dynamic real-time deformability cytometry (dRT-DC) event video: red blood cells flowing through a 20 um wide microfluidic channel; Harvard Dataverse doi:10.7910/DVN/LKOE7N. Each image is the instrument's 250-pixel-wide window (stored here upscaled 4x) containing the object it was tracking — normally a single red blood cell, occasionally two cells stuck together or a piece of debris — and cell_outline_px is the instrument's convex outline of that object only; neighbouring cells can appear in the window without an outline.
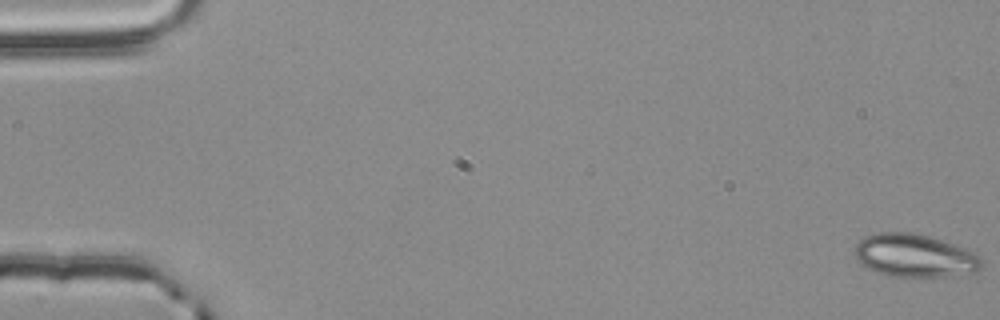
{"species": "common noctule bat (a hibernating species)", "species_latin": "Nyctalus noctula", "temperature_condition": "room temperature", "stored_images_in_passage": 56, "camera_frame_rate_fps": 3000, "um_per_image_px": 0.085, "animal": {"sex": "male", "body_mass_g": 20.4}, "frame": {"image": 1, "passage_image": 1, "time_ms": 0.0, "image_size_px": [1000, 320], "cell_outline_px": [[984, 264], [976, 272], [948, 276], [888, 276], [876, 272], [860, 264], [856, 260], [852, 252], [856, 244], [864, 236], [876, 232], [912, 232], [928, 236], [976, 252], [980, 256]], "centroid_in_image_um": [77.71, 21.72], "position_along_channel_um": 7.3, "area_um2": 32.08}}
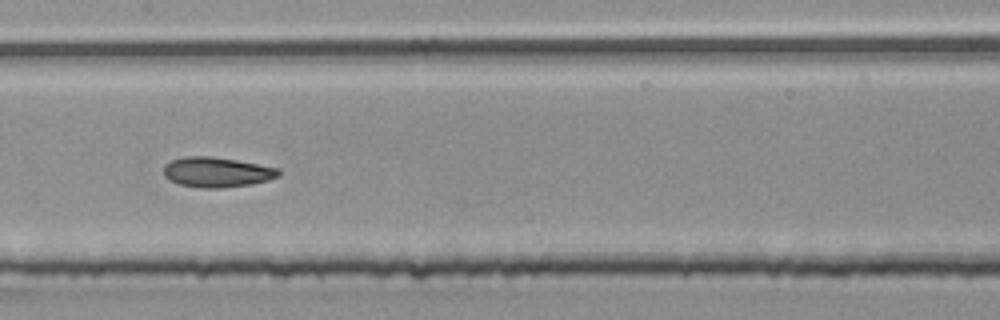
{"frame": {"image": 2, "passage_image": 29, "time_ms": 9.333, "image_size_px": [1000, 320], "cell_outline_px": [[280, 176], [268, 180], [252, 184], [220, 188], [200, 188], [180, 184], [168, 180], [164, 176], [164, 164], [172, 160], [184, 156], [208, 156], [236, 160], [280, 168]], "centroid_in_image_um": [18.43, 14.63], "position_along_channel_um": 189.0, "area_um2": 20.23}}
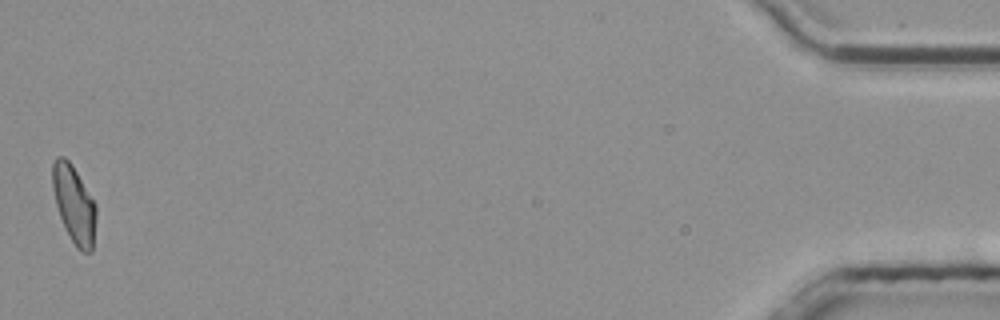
{"frame": {"image": 3, "passage_image": 56, "time_ms": 18.333, "image_size_px": [1000, 320], "cell_outline_px": [[96, 220], [92, 252], [80, 252], [76, 248], [60, 216], [56, 204], [52, 188], [52, 164], [56, 156], [64, 156], [72, 164], [96, 204]], "centroid_in_image_um": [6.3, 17.35], "position_along_channel_um": 428.9, "area_um2": 19.65}, "authors_computed_cell_mechanics": {"area_um2": 20.0855, "velocity_mm_per_s": 3.7809, "shape_relaxation_time_tau1_ms": 8.4655, "shape_relaxation_time_tau2_ms": 3.0151, "deformation_change_tau1": 0.1759, "deformation_change_tau2": 0.0743}}